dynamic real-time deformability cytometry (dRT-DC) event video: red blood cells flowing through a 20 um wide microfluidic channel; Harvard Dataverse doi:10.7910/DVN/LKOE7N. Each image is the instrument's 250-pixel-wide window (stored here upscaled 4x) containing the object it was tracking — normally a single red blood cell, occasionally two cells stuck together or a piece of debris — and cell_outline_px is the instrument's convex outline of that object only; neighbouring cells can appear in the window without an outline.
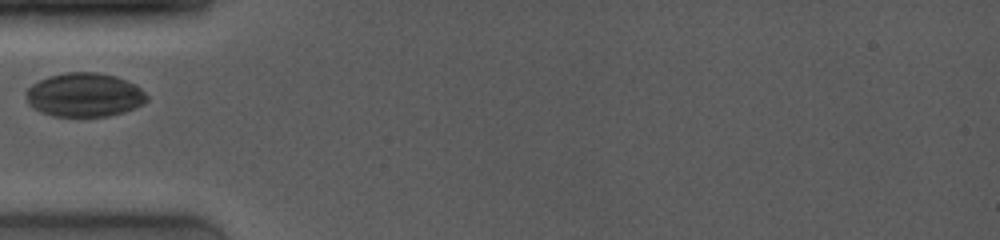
{"species": "common noctule bat (a hibernating species)", "species_latin": "Nyctalus noctula", "temperature_condition": "room temperature", "stored_images_in_passage": 6, "camera_frame_rate_fps": 4000, "um_per_image_px": 0.085, "animal": {"sex": "female", "body_mass_g": 19.0, "forearm_length_mm": 53.3}, "frame": {"image": 1, "passage_image": 1, "time_ms": 0.0, "image_size_px": [1000, 240], "cell_outline_px": [[148, 100], [144, 104], [124, 112], [108, 116], [52, 116], [40, 112], [32, 108], [28, 104], [24, 92], [32, 84], [48, 76], [64, 72], [96, 72], [116, 76], [140, 88], [148, 96]], "centroid_in_image_um": [7.14, 8.07], "position_along_channel_um": 77.9, "area_um2": 31.04}}
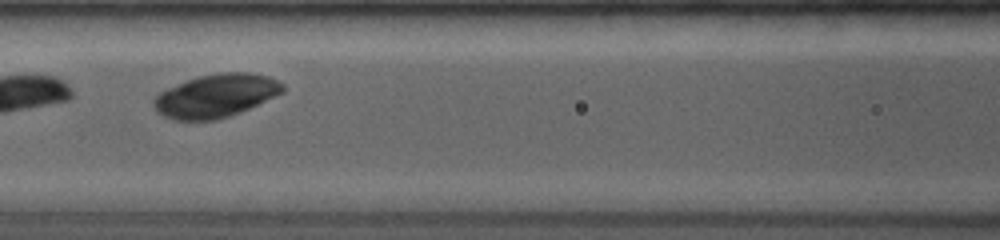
{"frame": {"image": 2, "passage_image": 3, "time_ms": 1.75, "image_size_px": [1000, 240], "cell_outline_px": [[284, 92], [240, 112], [216, 120], [172, 120], [156, 112], [152, 104], [152, 100], [160, 92], [168, 88], [188, 80], [200, 76], [220, 72], [248, 72], [268, 76], [284, 84]], "centroid_in_image_um": [18.34, 8.14], "position_along_channel_um": 148.3, "area_um2": 32.37}}